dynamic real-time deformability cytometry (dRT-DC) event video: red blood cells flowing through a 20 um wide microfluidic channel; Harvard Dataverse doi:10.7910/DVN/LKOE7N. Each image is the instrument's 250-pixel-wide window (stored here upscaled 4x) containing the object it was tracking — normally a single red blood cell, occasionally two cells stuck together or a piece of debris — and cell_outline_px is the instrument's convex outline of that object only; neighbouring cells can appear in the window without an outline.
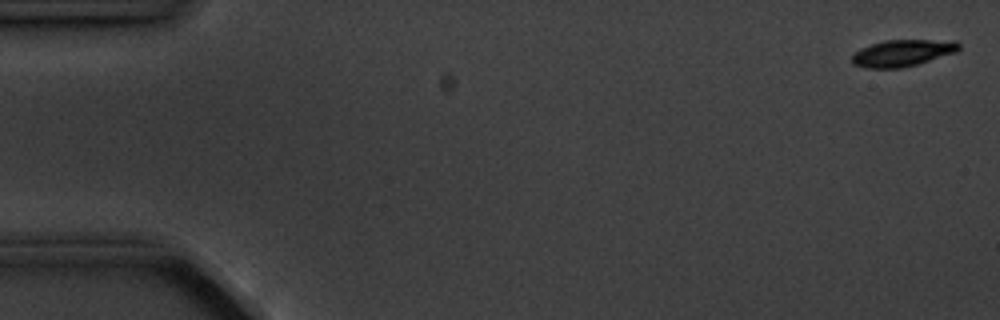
{"species": "common noctule bat (a hibernating species)", "species_latin": "Nyctalus noctula", "temperature_condition": "cold", "stored_images_in_passage": 5, "camera_frame_rate_fps": 3000, "um_per_image_px": 0.085, "animal": {"sex": "male", "body_mass_g": 20.1, "forearm_length_mm": 53.5}, "frame": {"image": 1, "passage_image": 1, "time_ms": 0.0, "image_size_px": [1000, 320], "cell_outline_px": [[960, 48], [956, 52], [916, 64], [900, 68], [864, 68], [852, 64], [852, 56], [860, 48], [884, 40], [956, 40], [960, 44]], "centroid_in_image_um": [76.71, 4.5], "position_along_channel_um": 8.3, "area_um2": 16.59}}